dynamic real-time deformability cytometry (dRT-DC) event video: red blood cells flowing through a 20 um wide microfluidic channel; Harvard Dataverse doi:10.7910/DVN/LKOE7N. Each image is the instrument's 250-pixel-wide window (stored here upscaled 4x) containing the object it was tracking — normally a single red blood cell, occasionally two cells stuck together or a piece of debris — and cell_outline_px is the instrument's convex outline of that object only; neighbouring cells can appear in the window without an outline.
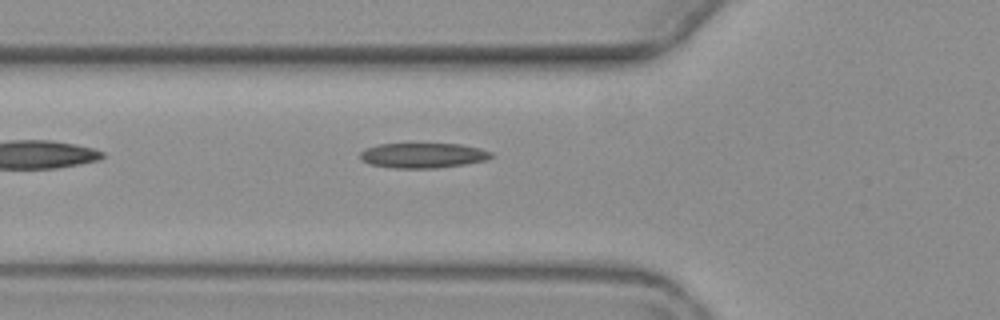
{"species": "common noctule bat (a hibernating species)", "species_latin": "Nyctalus noctula", "temperature_condition": "warm", "stored_images_in_passage": 5, "camera_frame_rate_fps": 3000, "um_per_image_px": 0.085, "animal": {"sex": "female", "body_mass_g": 19.3, "forearm_length_mm": 54.1}, "frame": {"image": 1, "passage_image": 5, "time_ms": 6.0, "image_size_px": [1000, 320], "cell_outline_px": [[492, 156], [484, 160], [464, 164], [436, 168], [392, 168], [372, 164], [364, 160], [360, 156], [360, 152], [364, 148], [380, 144], [460, 144], [480, 148], [492, 152]], "centroid_in_image_um": [35.95, 13.2], "position_along_channel_um": 89.9, "area_um2": 18.9}}